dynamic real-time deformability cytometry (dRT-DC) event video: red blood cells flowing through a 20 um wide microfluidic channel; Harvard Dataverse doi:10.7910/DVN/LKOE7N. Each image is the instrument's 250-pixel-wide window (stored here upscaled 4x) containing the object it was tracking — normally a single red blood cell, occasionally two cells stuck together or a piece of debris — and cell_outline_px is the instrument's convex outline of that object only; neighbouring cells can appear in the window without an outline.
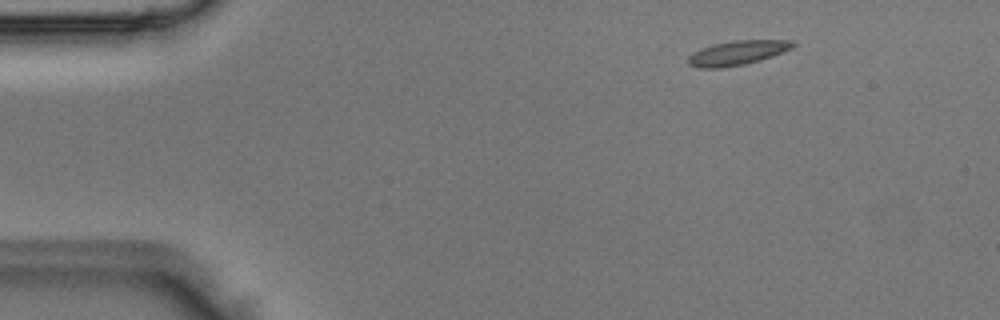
{"species": "Egyptian fruit bat (a non-hibernating species)", "species_latin": "Rousettus aegyptiacus", "temperature_condition": "room temperature", "stored_images_in_passage": 4, "segment_of_instrument_passage": [1, 2], "camera_frame_rate_fps": 3000, "um_per_image_px": 0.085, "animal": {"sex": "male"}, "frame": {"image": 1, "passage_image": 2, "time_ms": 0.333, "image_size_px": [1000, 320], "cell_outline_px": [[796, 44], [792, 48], [772, 56], [760, 60], [744, 64], [720, 68], [696, 68], [688, 64], [688, 56], [692, 52], [700, 48], [712, 44], [732, 40], [792, 40]], "centroid_in_image_um": [62.63, 4.49], "position_along_channel_um": 22.4, "area_um2": 15.03}}